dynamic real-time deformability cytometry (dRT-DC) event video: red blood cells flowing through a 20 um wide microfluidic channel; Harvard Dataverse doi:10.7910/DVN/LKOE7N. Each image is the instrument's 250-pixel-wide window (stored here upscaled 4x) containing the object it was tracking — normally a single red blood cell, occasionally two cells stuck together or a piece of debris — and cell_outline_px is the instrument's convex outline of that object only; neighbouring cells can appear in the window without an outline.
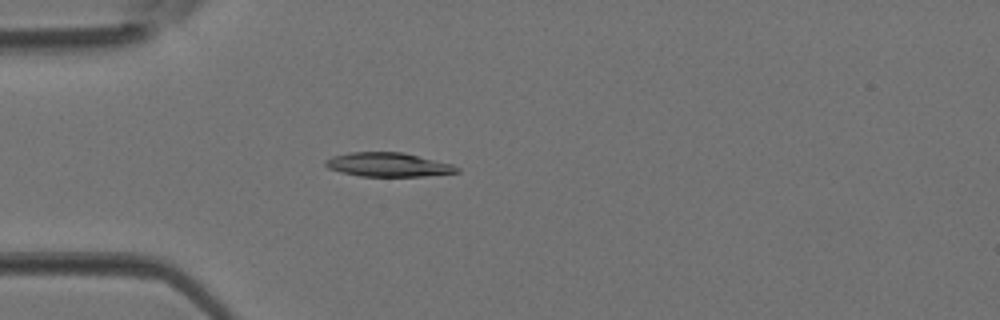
{"species": "Egyptian fruit bat (a non-hibernating species)", "species_latin": "Rousettus aegyptiacus", "temperature_condition": "room temperature", "stored_images_in_passage": 2, "camera_frame_rate_fps": 3000, "um_per_image_px": 0.085, "animal": {"sex": "female"}, "frame": {"image": 1, "passage_image": 2, "time_ms": 0.333, "image_size_px": [1000, 320], "cell_outline_px": [[460, 172], [424, 176], [360, 176], [340, 172], [328, 168], [324, 164], [324, 160], [332, 156], [348, 152], [404, 152], [452, 164], [460, 168]], "centroid_in_image_um": [32.98, 13.99], "position_along_channel_um": 52.0, "area_um2": 18.5}}